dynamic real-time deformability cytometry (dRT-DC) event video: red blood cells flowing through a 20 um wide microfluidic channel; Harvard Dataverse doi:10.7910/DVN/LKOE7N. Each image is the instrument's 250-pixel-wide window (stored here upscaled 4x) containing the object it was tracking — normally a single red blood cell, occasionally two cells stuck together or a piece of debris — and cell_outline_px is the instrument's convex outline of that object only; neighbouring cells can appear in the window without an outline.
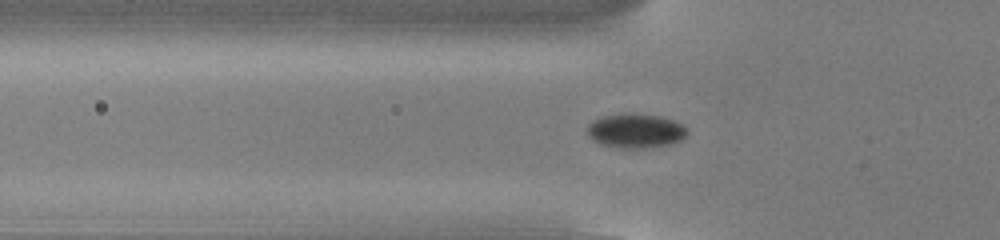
{"species": "common noctule bat (a hibernating species)", "species_latin": "Nyctalus noctula", "temperature_condition": "cold", "stored_images_in_passage": 40, "camera_frame_rate_fps": 3000, "um_per_image_px": 0.085, "animal": {"sex": "male", "body_mass_g": 13.0, "forearm_length_mm": 53.1}, "frame": {"image": 1, "passage_image": 4, "time_ms": 1.0, "image_size_px": [1000, 240], "cell_outline_px": [[688, 132], [680, 140], [672, 144], [644, 148], [616, 148], [600, 144], [592, 140], [588, 136], [588, 124], [592, 120], [600, 116], [624, 112], [660, 116], [672, 120], [688, 128]], "centroid_in_image_um": [53.98, 11.11], "position_along_channel_um": 71.8, "area_um2": 20.29}}
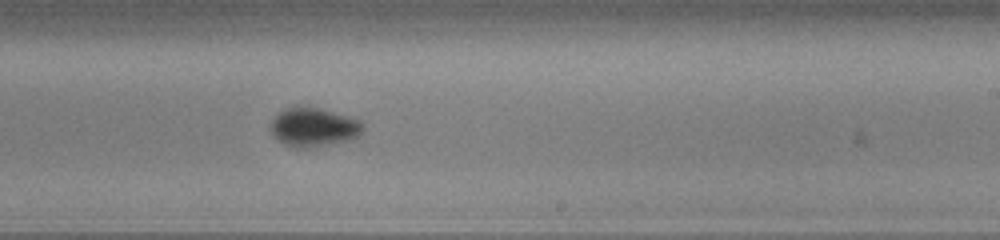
{"frame": {"image": 2, "passage_image": 19, "time_ms": 6.0, "image_size_px": [1000, 240], "cell_outline_px": [[364, 128], [356, 136], [348, 140], [312, 148], [296, 148], [284, 144], [272, 136], [268, 128], [272, 120], [284, 108], [316, 108], [348, 116], [360, 120], [364, 124]], "centroid_in_image_um": [26.62, 10.84], "position_along_channel_um": 262.4, "area_um2": 20.69}}
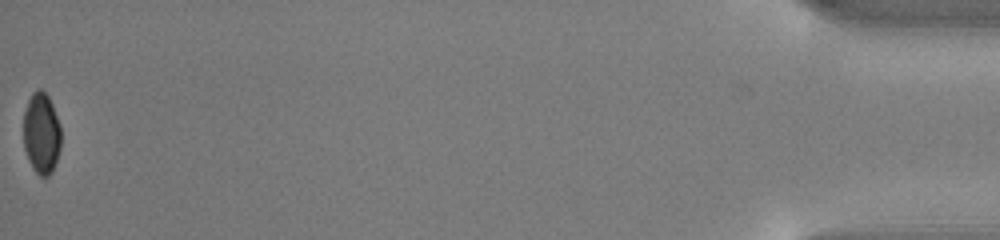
{"frame": {"image": 3, "passage_image": 40, "time_ms": 13.0, "image_size_px": [1000, 240], "cell_outline_px": [[60, 148], [52, 172], [48, 176], [40, 176], [32, 168], [28, 160], [24, 148], [24, 112], [28, 100], [32, 92], [36, 88], [40, 88], [48, 96], [52, 104], [60, 124]], "centroid_in_image_um": [3.51, 11.32], "position_along_channel_um": 431.7, "area_um2": 17.8}, "authors_computed_cell_mechanics": {"area_um2": 19.8254, "velocity_mm_per_s": 3.8155, "shape_relaxation_time_tau1_ms": 2.1492, "shape_relaxation_time_tau2_ms": null, "deformation_change_tau1": 0.0625, "deformation_change_tau2": null}}